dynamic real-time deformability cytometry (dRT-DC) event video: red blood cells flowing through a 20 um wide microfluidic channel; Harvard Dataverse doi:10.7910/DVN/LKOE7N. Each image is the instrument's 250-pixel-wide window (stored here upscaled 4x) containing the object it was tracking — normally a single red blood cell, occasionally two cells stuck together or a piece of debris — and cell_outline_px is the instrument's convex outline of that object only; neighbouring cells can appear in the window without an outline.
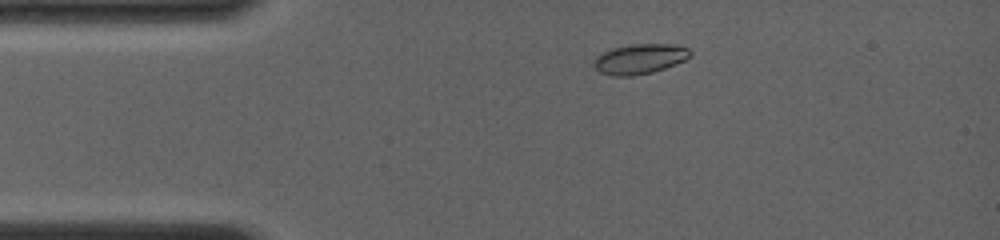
{"species": "common noctule bat (a hibernating species)", "species_latin": "Nyctalus noctula", "temperature_condition": "room temperature", "stored_images_in_passage": 7, "camera_frame_rate_fps": 4000, "um_per_image_px": 0.085, "animal": {"sex": "female", "body_mass_g": 19.0, "forearm_length_mm": 56.7}, "frame": {"image": 1, "passage_image": 2, "time_ms": 1.0, "image_size_px": [1000, 240], "cell_outline_px": [[692, 56], [676, 64], [652, 72], [632, 76], [612, 76], [600, 72], [592, 64], [596, 56], [600, 52], [612, 48], [632, 44], [676, 44], [688, 48], [692, 52]], "centroid_in_image_um": [54.37, 5.0], "position_along_channel_um": 30.6, "area_um2": 17.05}}
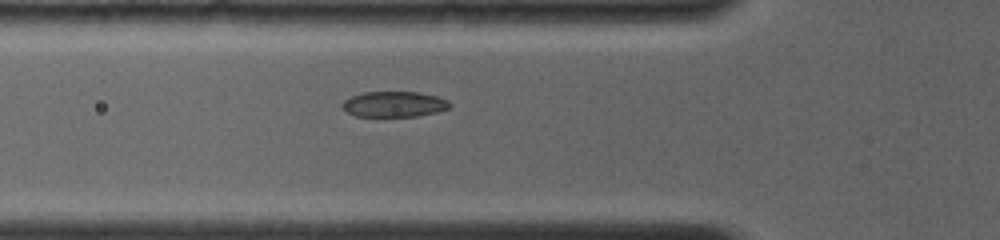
{"frame": {"image": 2, "passage_image": 5, "time_ms": 3.5, "image_size_px": [1000, 240], "cell_outline_px": [[452, 104], [448, 108], [436, 112], [416, 116], [356, 116], [340, 108], [340, 104], [344, 100], [352, 96], [364, 92], [420, 92], [436, 96], [448, 100]], "centroid_in_image_um": [33.48, 8.85], "position_along_channel_um": 92.3, "area_um2": 16.01}}
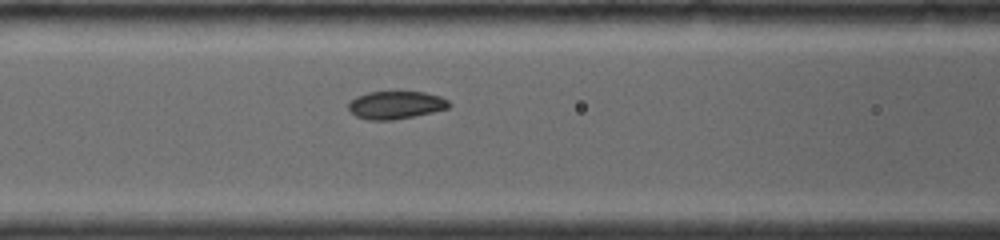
{"frame": {"image": 3, "passage_image": 7, "time_ms": 4.5, "image_size_px": [1000, 240], "cell_outline_px": [[452, 104], [448, 108], [432, 112], [392, 120], [368, 120], [356, 116], [348, 108], [348, 104], [356, 96], [368, 92], [424, 92], [440, 96], [448, 100]], "centroid_in_image_um": [33.64, 8.92], "position_along_channel_um": 133.0, "area_um2": 16.18}}